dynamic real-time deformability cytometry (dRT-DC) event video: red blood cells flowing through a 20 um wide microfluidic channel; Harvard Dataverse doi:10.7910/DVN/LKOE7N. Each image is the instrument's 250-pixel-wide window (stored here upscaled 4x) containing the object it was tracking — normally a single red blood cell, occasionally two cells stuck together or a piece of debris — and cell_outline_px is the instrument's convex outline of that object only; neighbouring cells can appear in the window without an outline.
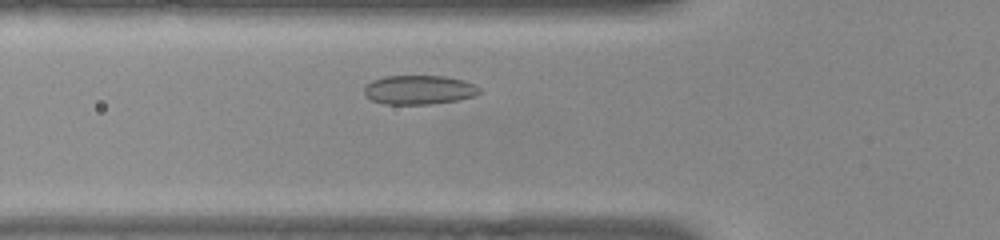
{"species": "common noctule bat (a hibernating species)", "species_latin": "Nyctalus noctula", "temperature_condition": "warm", "stored_images_in_passage": 34, "camera_frame_rate_fps": 3000, "um_per_image_px": 0.085, "animal": {"sex": "female", "body_mass_g": 22.0, "forearm_length_mm": 56.7}, "frame": {"image": 1, "passage_image": 7, "time_ms": 2.0, "image_size_px": [1000, 240], "cell_outline_px": [[484, 92], [476, 96], [456, 100], [432, 104], [384, 104], [372, 100], [364, 96], [364, 88], [372, 80], [384, 76], [444, 76], [464, 80], [480, 88]], "centroid_in_image_um": [35.63, 7.64], "position_along_channel_um": 90.2, "area_um2": 19.71}}
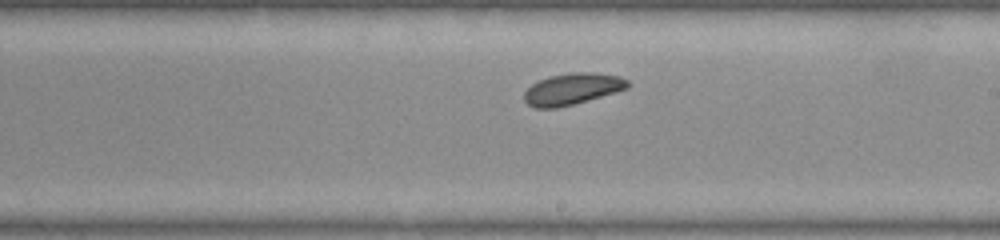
{"frame": {"image": 2, "passage_image": 19, "time_ms": 6.0, "image_size_px": [1000, 240], "cell_outline_px": [[632, 84], [628, 88], [616, 92], [572, 104], [556, 108], [532, 108], [524, 100], [524, 92], [532, 84], [540, 80], [552, 76], [572, 72], [596, 72], [620, 76], [628, 80]], "centroid_in_image_um": [48.67, 7.55], "position_along_channel_um": 240.3, "area_um2": 18.96}}
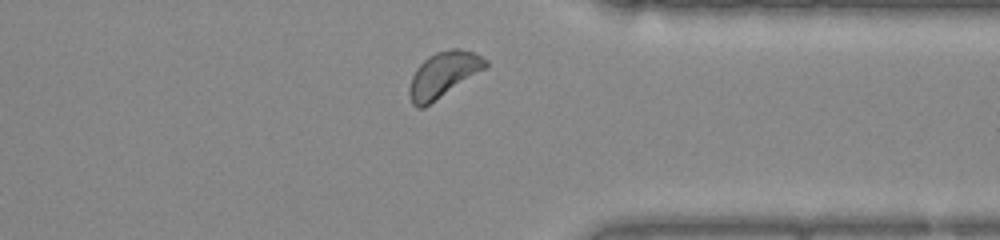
{"frame": {"image": 3, "passage_image": 30, "time_ms": 9.667, "image_size_px": [1000, 240], "cell_outline_px": [[488, 68], [424, 108], [416, 108], [412, 104], [408, 92], [408, 88], [412, 76], [416, 68], [428, 56], [436, 52], [452, 48], [460, 48], [472, 52], [488, 60]], "centroid_in_image_um": [37.7, 6.36], "position_along_channel_um": 373.7, "area_um2": 20.52}, "authors_computed_cell_mechanics": {"area_um2": 19.2474, "velocity_mm_per_s": 3.7615, "shape_relaxation_time_tau1_ms": 5.7552, "shape_relaxation_time_tau2_ms": null, "deformation_change_tau1": 0.1073, "deformation_change_tau2": null}}